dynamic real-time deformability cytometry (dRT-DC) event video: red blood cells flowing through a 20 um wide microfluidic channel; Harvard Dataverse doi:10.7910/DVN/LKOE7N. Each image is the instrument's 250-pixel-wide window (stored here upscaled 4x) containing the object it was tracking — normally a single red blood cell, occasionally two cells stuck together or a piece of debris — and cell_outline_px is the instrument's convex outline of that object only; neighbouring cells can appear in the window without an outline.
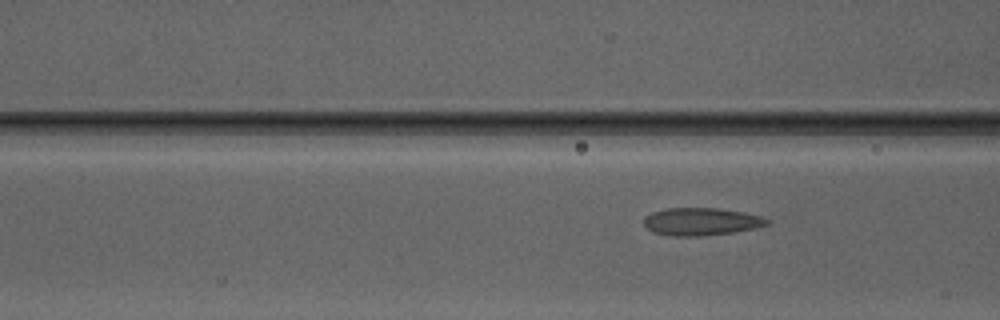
{"species": "Egyptian fruit bat (a non-hibernating species)", "species_latin": "Rousettus aegyptiacus", "temperature_condition": "warm", "stored_images_in_passage": 7, "camera_frame_rate_fps": 3000, "um_per_image_px": 0.085, "animal": {"sex": "male"}, "frame": {"image": 1, "passage_image": 7, "time_ms": 8.667, "image_size_px": [1000, 320], "cell_outline_px": [[768, 224], [756, 228], [732, 232], [700, 236], [672, 236], [652, 232], [644, 224], [644, 216], [652, 212], [664, 208], [720, 208], [760, 216], [768, 220]], "centroid_in_image_um": [59.54, 18.83], "position_along_channel_um": 107.1, "area_um2": 19.71}}